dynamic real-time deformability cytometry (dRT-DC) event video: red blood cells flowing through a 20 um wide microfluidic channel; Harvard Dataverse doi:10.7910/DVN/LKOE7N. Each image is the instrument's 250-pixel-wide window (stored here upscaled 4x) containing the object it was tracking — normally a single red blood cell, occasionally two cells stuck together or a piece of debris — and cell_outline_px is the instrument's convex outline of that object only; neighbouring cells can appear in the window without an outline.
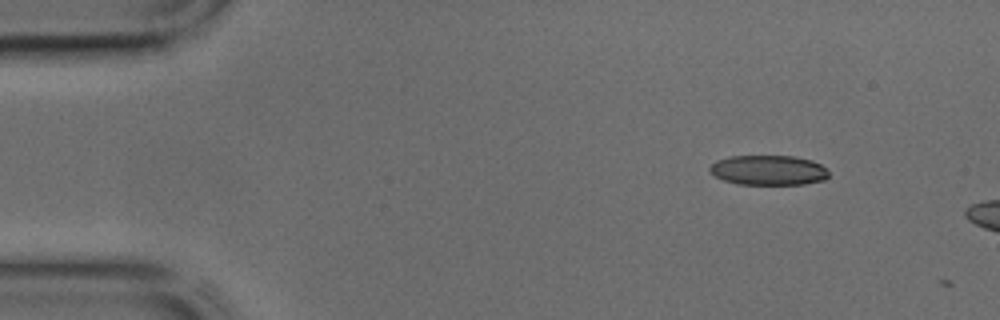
{"species": "common noctule bat (a hibernating species)", "species_latin": "Nyctalus noctula", "temperature_condition": "cold", "stored_images_in_passage": 3, "camera_frame_rate_fps": 3000, "um_per_image_px": 0.085, "animal": {"sex": "male", "body_mass_g": 17.9, "forearm_length_mm": 54.2}, "frame": {"image": 1, "passage_image": 1, "time_ms": 0.0, "image_size_px": [1000, 320], "cell_outline_px": [[828, 176], [824, 180], [804, 184], [736, 184], [724, 180], [716, 176], [708, 168], [716, 160], [732, 156], [792, 156], [812, 160], [820, 164], [828, 172]], "centroid_in_image_um": [65.32, 14.46], "position_along_channel_um": 19.7, "area_um2": 20.58}}